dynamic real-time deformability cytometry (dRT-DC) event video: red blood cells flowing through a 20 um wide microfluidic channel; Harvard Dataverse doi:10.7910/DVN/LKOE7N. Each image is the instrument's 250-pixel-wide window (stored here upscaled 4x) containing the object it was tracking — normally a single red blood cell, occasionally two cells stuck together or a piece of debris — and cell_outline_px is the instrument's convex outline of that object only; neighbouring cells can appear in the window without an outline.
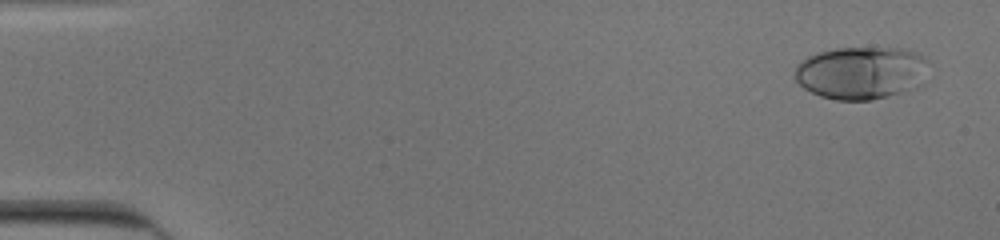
{"species": "human", "species_latin": "Homo sapiens", "temperature_condition": "cold", "stored_images_in_passage": 45, "camera_frame_rate_fps": 3000, "um_per_image_px": 0.085, "donor": {"sex": "male"}, "frame": {"image": 1, "passage_image": 3, "time_ms": 0.667, "image_size_px": [1000, 240], "cell_outline_px": [[928, 60], [924, 84], [916, 88], [872, 100], [836, 100], [820, 96], [804, 88], [796, 80], [796, 64], [808, 56], [820, 52], [836, 48], [900, 48], [916, 52], [924, 56]], "centroid_in_image_um": [73.24, 6.19], "position_along_channel_um": 11.8, "area_um2": 41.33}}
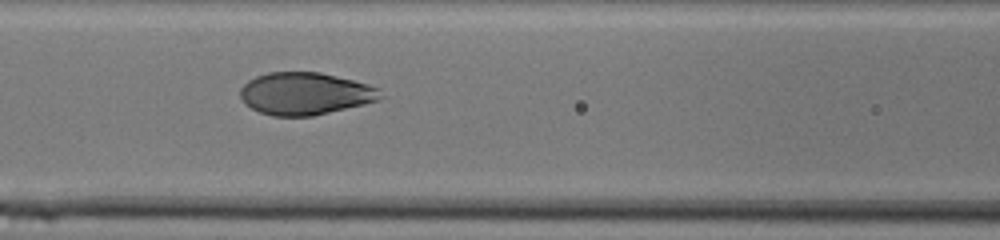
{"frame": {"image": 2, "passage_image": 24, "time_ms": 7.667, "image_size_px": [1000, 240], "cell_outline_px": [[384, 96], [380, 100], [364, 104], [312, 116], [272, 116], [260, 112], [244, 104], [240, 96], [240, 88], [248, 80], [256, 76], [268, 72], [320, 72], [368, 84], [380, 88]], "centroid_in_image_um": [25.94, 7.96], "position_along_channel_um": 140.7, "area_um2": 34.74}}
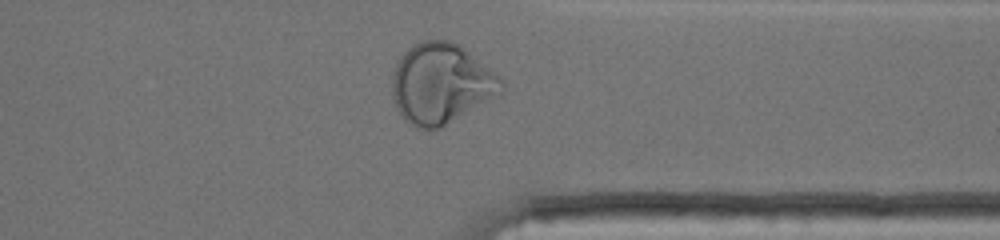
{"frame": {"image": 3, "passage_image": 42, "time_ms": 13.667, "image_size_px": [1000, 240], "cell_outline_px": [[504, 88], [500, 92], [444, 124], [436, 128], [416, 128], [408, 124], [396, 108], [392, 96], [392, 72], [396, 60], [412, 44], [420, 40], [452, 40], [460, 44], [492, 72], [504, 84]], "centroid_in_image_um": [37.38, 7.05], "position_along_channel_um": 374.0, "area_um2": 50.17}, "authors_computed_cell_mechanics": {"area_um2": 37.281, "velocity_mm_per_s": 3.9101, "shape_relaxation_time_tau1_ms": 3.079, "shape_relaxation_time_tau2_ms": null, "deformation_change_tau1": 0.177, "deformation_change_tau2": null}}